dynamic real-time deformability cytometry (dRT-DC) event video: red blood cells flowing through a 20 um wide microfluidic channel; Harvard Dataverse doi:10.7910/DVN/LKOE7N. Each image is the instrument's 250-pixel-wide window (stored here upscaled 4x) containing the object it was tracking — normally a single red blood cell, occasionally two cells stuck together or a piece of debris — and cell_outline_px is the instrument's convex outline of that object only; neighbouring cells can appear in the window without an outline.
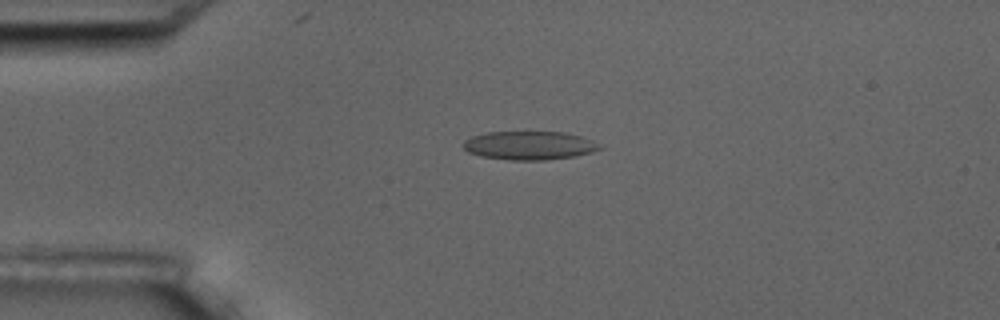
{"species": "common noctule bat (a hibernating species)", "species_latin": "Nyctalus noctula", "temperature_condition": "room temperature", "stored_images_in_passage": 5, "camera_frame_rate_fps": 3000, "um_per_image_px": 0.085, "animal": {"sex": "male", "body_mass_g": 17.5, "forearm_length_mm": 52.3}, "frame": {"image": 1, "passage_image": 4, "time_ms": 3.333, "image_size_px": [1000, 320], "cell_outline_px": [[604, 148], [592, 152], [576, 156], [544, 160], [508, 160], [480, 156], [468, 152], [460, 144], [464, 140], [472, 136], [488, 132], [564, 132], [580, 136], [592, 140], [600, 144]], "centroid_in_image_um": [44.99, 12.37], "position_along_channel_um": 40.0, "area_um2": 22.89}}